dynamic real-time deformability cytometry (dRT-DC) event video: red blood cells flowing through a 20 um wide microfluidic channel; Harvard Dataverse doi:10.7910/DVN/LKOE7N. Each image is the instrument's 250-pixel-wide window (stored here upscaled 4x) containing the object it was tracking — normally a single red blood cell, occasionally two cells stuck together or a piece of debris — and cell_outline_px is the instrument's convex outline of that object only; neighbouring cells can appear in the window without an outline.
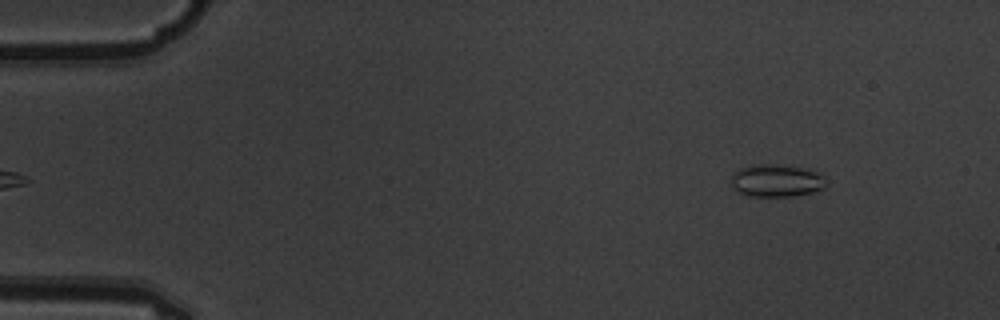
{"species": "common noctule bat (a hibernating species)", "species_latin": "Nyctalus noctula", "temperature_condition": "warm", "stored_images_in_passage": 5, "camera_frame_rate_fps": 3000, "um_per_image_px": 0.085, "animal": {"sex": "male", "body_mass_g": 19.5, "forearm_length_mm": 54.6}, "frame": {"image": 1, "passage_image": 1, "time_ms": 0.0, "image_size_px": [1000, 320], "cell_outline_px": [[828, 184], [824, 188], [816, 192], [792, 196], [752, 196], [740, 192], [732, 184], [732, 172], [740, 168], [752, 164], [772, 164], [800, 168], [816, 172], [824, 176], [828, 180]], "centroid_in_image_um": [66.04, 15.35], "position_along_channel_um": 19.0, "area_um2": 17.98}}
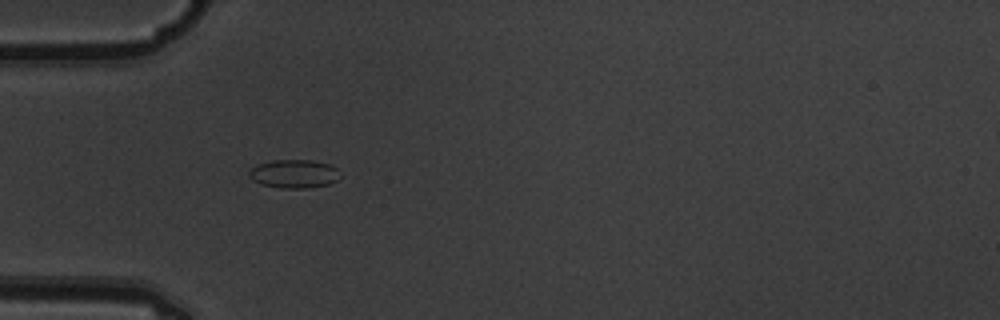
{"frame": {"image": 2, "passage_image": 4, "time_ms": 1.0, "image_size_px": [1000, 320], "cell_outline_px": [[336, 180], [328, 184], [304, 188], [280, 188], [260, 184], [252, 180], [248, 176], [248, 172], [252, 168], [260, 164], [272, 160], [312, 160], [328, 164], [336, 168]], "centroid_in_image_um": [24.92, 14.77], "position_along_channel_um": 60.1, "area_um2": 14.8}}
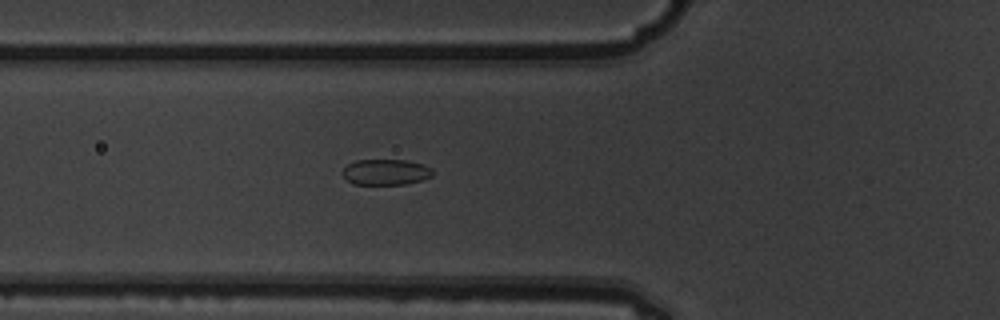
{"frame": {"image": 3, "passage_image": 5, "time_ms": 1.333, "image_size_px": [1000, 320], "cell_outline_px": [[432, 176], [420, 180], [404, 184], [352, 184], [340, 172], [348, 164], [356, 160], [408, 160], [432, 168]], "centroid_in_image_um": [32.76, 14.62], "position_along_channel_um": 93.0, "area_um2": 13.41}}